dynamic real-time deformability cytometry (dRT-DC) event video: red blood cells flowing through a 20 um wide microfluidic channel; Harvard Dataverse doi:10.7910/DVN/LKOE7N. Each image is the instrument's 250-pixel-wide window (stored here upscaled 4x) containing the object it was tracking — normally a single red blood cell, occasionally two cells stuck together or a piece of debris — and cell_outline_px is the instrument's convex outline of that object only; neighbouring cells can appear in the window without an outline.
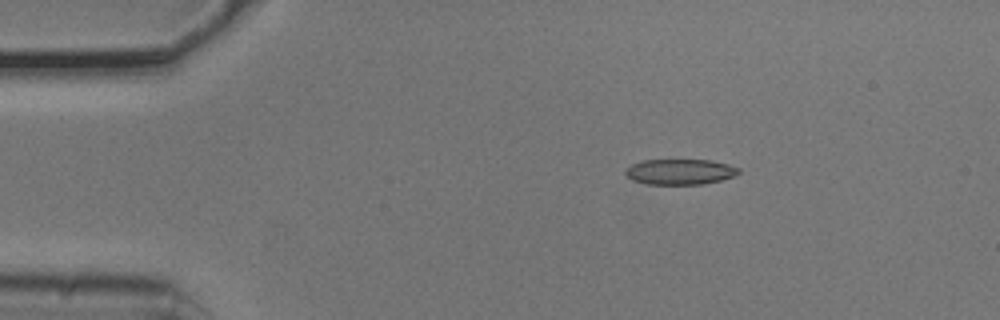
{"species": "common noctule bat (a hibernating species)", "species_latin": "Nyctalus noctula", "temperature_condition": "cold", "stored_images_in_passage": 5, "camera_frame_rate_fps": 3000, "um_per_image_px": 0.085, "animal": {"sex": "male", "body_mass_g": 20.5, "forearm_length_mm": 52.5}, "frame": {"image": 1, "passage_image": 2, "time_ms": 0.333, "image_size_px": [1000, 320], "cell_outline_px": [[740, 172], [732, 176], [720, 180], [704, 184], [648, 184], [632, 180], [624, 172], [624, 168], [632, 164], [644, 160], [712, 160], [728, 164], [740, 168]], "centroid_in_image_um": [57.79, 14.59], "position_along_channel_um": 27.2, "area_um2": 16.82}}
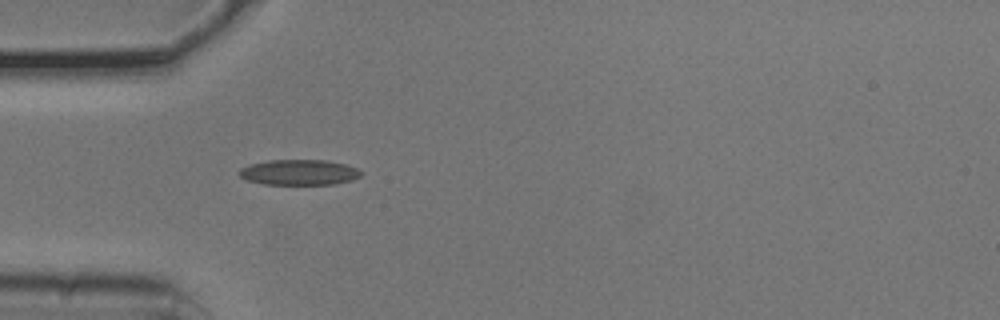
{"frame": {"image": 2, "passage_image": 4, "time_ms": 1.0, "image_size_px": [1000, 320], "cell_outline_px": [[364, 172], [360, 176], [352, 180], [336, 184], [264, 184], [248, 180], [240, 176], [240, 168], [252, 164], [268, 160], [324, 160], [344, 164], [356, 168]], "centroid_in_image_um": [25.46, 14.65], "position_along_channel_um": 59.5, "area_um2": 17.92}}
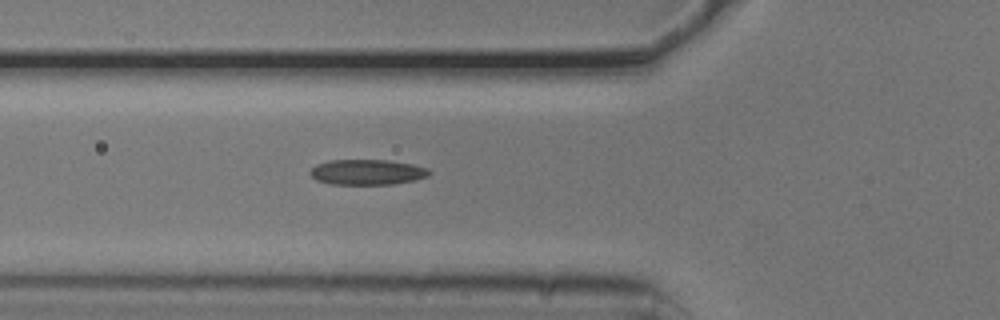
{"frame": {"image": 3, "passage_image": 5, "time_ms": 1.333, "image_size_px": [1000, 320], "cell_outline_px": [[432, 172], [428, 176], [416, 180], [392, 184], [332, 184], [316, 180], [308, 172], [316, 164], [328, 160], [388, 160], [412, 164], [428, 168]], "centroid_in_image_um": [31.22, 14.62], "position_along_channel_um": 94.6, "area_um2": 17.69}}